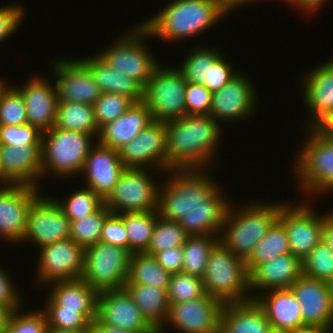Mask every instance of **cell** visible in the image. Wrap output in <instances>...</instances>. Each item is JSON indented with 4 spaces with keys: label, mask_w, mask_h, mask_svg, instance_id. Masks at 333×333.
<instances>
[{
    "label": "cell",
    "mask_w": 333,
    "mask_h": 333,
    "mask_svg": "<svg viewBox=\"0 0 333 333\" xmlns=\"http://www.w3.org/2000/svg\"><path fill=\"white\" fill-rule=\"evenodd\" d=\"M6 83L0 89V125H23L28 123L25 101L21 93Z\"/></svg>",
    "instance_id": "b9f144b4"
},
{
    "label": "cell",
    "mask_w": 333,
    "mask_h": 333,
    "mask_svg": "<svg viewBox=\"0 0 333 333\" xmlns=\"http://www.w3.org/2000/svg\"><path fill=\"white\" fill-rule=\"evenodd\" d=\"M302 274L329 283L333 277V250L320 242L302 260Z\"/></svg>",
    "instance_id": "ee69618b"
},
{
    "label": "cell",
    "mask_w": 333,
    "mask_h": 333,
    "mask_svg": "<svg viewBox=\"0 0 333 333\" xmlns=\"http://www.w3.org/2000/svg\"><path fill=\"white\" fill-rule=\"evenodd\" d=\"M42 143V131L29 123L0 125V145H30Z\"/></svg>",
    "instance_id": "c3c4849f"
},
{
    "label": "cell",
    "mask_w": 333,
    "mask_h": 333,
    "mask_svg": "<svg viewBox=\"0 0 333 333\" xmlns=\"http://www.w3.org/2000/svg\"><path fill=\"white\" fill-rule=\"evenodd\" d=\"M133 101L117 93L105 92L93 104L96 124L100 129L105 124L123 115L133 105Z\"/></svg>",
    "instance_id": "bcb514c9"
},
{
    "label": "cell",
    "mask_w": 333,
    "mask_h": 333,
    "mask_svg": "<svg viewBox=\"0 0 333 333\" xmlns=\"http://www.w3.org/2000/svg\"><path fill=\"white\" fill-rule=\"evenodd\" d=\"M124 289L139 307L143 317L158 332L169 313L167 290L142 284H125Z\"/></svg>",
    "instance_id": "1f68e13d"
},
{
    "label": "cell",
    "mask_w": 333,
    "mask_h": 333,
    "mask_svg": "<svg viewBox=\"0 0 333 333\" xmlns=\"http://www.w3.org/2000/svg\"><path fill=\"white\" fill-rule=\"evenodd\" d=\"M268 333H290V332L271 328V330Z\"/></svg>",
    "instance_id": "a7ac6f4b"
},
{
    "label": "cell",
    "mask_w": 333,
    "mask_h": 333,
    "mask_svg": "<svg viewBox=\"0 0 333 333\" xmlns=\"http://www.w3.org/2000/svg\"><path fill=\"white\" fill-rule=\"evenodd\" d=\"M48 333H94L92 324H89L86 328L80 330H68V331H61V330H49Z\"/></svg>",
    "instance_id": "e7e4bbea"
},
{
    "label": "cell",
    "mask_w": 333,
    "mask_h": 333,
    "mask_svg": "<svg viewBox=\"0 0 333 333\" xmlns=\"http://www.w3.org/2000/svg\"><path fill=\"white\" fill-rule=\"evenodd\" d=\"M328 0H287L285 3L290 4V6H296L297 8L301 9L302 11L308 12H314L317 9H320L319 7L325 5Z\"/></svg>",
    "instance_id": "6f0895ef"
},
{
    "label": "cell",
    "mask_w": 333,
    "mask_h": 333,
    "mask_svg": "<svg viewBox=\"0 0 333 333\" xmlns=\"http://www.w3.org/2000/svg\"><path fill=\"white\" fill-rule=\"evenodd\" d=\"M305 204V205H304ZM286 202L278 221L285 227L290 253L303 260L321 241L323 215L312 211L309 204Z\"/></svg>",
    "instance_id": "5bb4252c"
},
{
    "label": "cell",
    "mask_w": 333,
    "mask_h": 333,
    "mask_svg": "<svg viewBox=\"0 0 333 333\" xmlns=\"http://www.w3.org/2000/svg\"><path fill=\"white\" fill-rule=\"evenodd\" d=\"M150 173L126 168L104 205L116 214L156 211L160 185Z\"/></svg>",
    "instance_id": "8fae6325"
},
{
    "label": "cell",
    "mask_w": 333,
    "mask_h": 333,
    "mask_svg": "<svg viewBox=\"0 0 333 333\" xmlns=\"http://www.w3.org/2000/svg\"><path fill=\"white\" fill-rule=\"evenodd\" d=\"M207 47V48H206ZM197 46L189 51L184 63L177 66L187 82L206 86L210 82L211 65L222 55L219 49Z\"/></svg>",
    "instance_id": "74e56055"
},
{
    "label": "cell",
    "mask_w": 333,
    "mask_h": 333,
    "mask_svg": "<svg viewBox=\"0 0 333 333\" xmlns=\"http://www.w3.org/2000/svg\"><path fill=\"white\" fill-rule=\"evenodd\" d=\"M322 241L333 250V212L323 215Z\"/></svg>",
    "instance_id": "9f6ffc18"
},
{
    "label": "cell",
    "mask_w": 333,
    "mask_h": 333,
    "mask_svg": "<svg viewBox=\"0 0 333 333\" xmlns=\"http://www.w3.org/2000/svg\"><path fill=\"white\" fill-rule=\"evenodd\" d=\"M71 221L57 200L40 193L31 203L22 242L42 247L70 238Z\"/></svg>",
    "instance_id": "7c38bea8"
},
{
    "label": "cell",
    "mask_w": 333,
    "mask_h": 333,
    "mask_svg": "<svg viewBox=\"0 0 333 333\" xmlns=\"http://www.w3.org/2000/svg\"><path fill=\"white\" fill-rule=\"evenodd\" d=\"M25 11V6L16 3L0 7V42L6 41L17 31Z\"/></svg>",
    "instance_id": "816d5d0a"
},
{
    "label": "cell",
    "mask_w": 333,
    "mask_h": 333,
    "mask_svg": "<svg viewBox=\"0 0 333 333\" xmlns=\"http://www.w3.org/2000/svg\"><path fill=\"white\" fill-rule=\"evenodd\" d=\"M256 293L251 291V298L264 310L271 328L290 332L304 327L300 303L290 288Z\"/></svg>",
    "instance_id": "d4e9b609"
},
{
    "label": "cell",
    "mask_w": 333,
    "mask_h": 333,
    "mask_svg": "<svg viewBox=\"0 0 333 333\" xmlns=\"http://www.w3.org/2000/svg\"><path fill=\"white\" fill-rule=\"evenodd\" d=\"M171 273L165 270L154 255L145 252L133 253L125 284H142L167 290Z\"/></svg>",
    "instance_id": "d6a6232c"
},
{
    "label": "cell",
    "mask_w": 333,
    "mask_h": 333,
    "mask_svg": "<svg viewBox=\"0 0 333 333\" xmlns=\"http://www.w3.org/2000/svg\"><path fill=\"white\" fill-rule=\"evenodd\" d=\"M134 27L126 34L122 33L123 36L117 38L113 45L100 51L98 55L114 71L125 74L144 87L161 64L146 46L145 41L151 34L141 23Z\"/></svg>",
    "instance_id": "ba28073f"
},
{
    "label": "cell",
    "mask_w": 333,
    "mask_h": 333,
    "mask_svg": "<svg viewBox=\"0 0 333 333\" xmlns=\"http://www.w3.org/2000/svg\"><path fill=\"white\" fill-rule=\"evenodd\" d=\"M326 136L333 141V119H325L318 127Z\"/></svg>",
    "instance_id": "94428289"
},
{
    "label": "cell",
    "mask_w": 333,
    "mask_h": 333,
    "mask_svg": "<svg viewBox=\"0 0 333 333\" xmlns=\"http://www.w3.org/2000/svg\"><path fill=\"white\" fill-rule=\"evenodd\" d=\"M189 236L178 221L158 217L151 242L145 253L155 255L171 247H182Z\"/></svg>",
    "instance_id": "ab89813d"
},
{
    "label": "cell",
    "mask_w": 333,
    "mask_h": 333,
    "mask_svg": "<svg viewBox=\"0 0 333 333\" xmlns=\"http://www.w3.org/2000/svg\"><path fill=\"white\" fill-rule=\"evenodd\" d=\"M239 72L233 71L224 54H222L213 65H211L210 82L206 87L212 92L222 89Z\"/></svg>",
    "instance_id": "f5cc1de1"
},
{
    "label": "cell",
    "mask_w": 333,
    "mask_h": 333,
    "mask_svg": "<svg viewBox=\"0 0 333 333\" xmlns=\"http://www.w3.org/2000/svg\"><path fill=\"white\" fill-rule=\"evenodd\" d=\"M224 305L207 294L187 302L170 303L167 320L158 333H166L167 325L181 333H219Z\"/></svg>",
    "instance_id": "4fadbf2b"
},
{
    "label": "cell",
    "mask_w": 333,
    "mask_h": 333,
    "mask_svg": "<svg viewBox=\"0 0 333 333\" xmlns=\"http://www.w3.org/2000/svg\"><path fill=\"white\" fill-rule=\"evenodd\" d=\"M226 15L216 0H173L141 24L150 38L177 42L206 32Z\"/></svg>",
    "instance_id": "3957f363"
},
{
    "label": "cell",
    "mask_w": 333,
    "mask_h": 333,
    "mask_svg": "<svg viewBox=\"0 0 333 333\" xmlns=\"http://www.w3.org/2000/svg\"><path fill=\"white\" fill-rule=\"evenodd\" d=\"M154 256L158 263L171 274L182 272L184 259L182 247H171L157 252Z\"/></svg>",
    "instance_id": "11a10c76"
},
{
    "label": "cell",
    "mask_w": 333,
    "mask_h": 333,
    "mask_svg": "<svg viewBox=\"0 0 333 333\" xmlns=\"http://www.w3.org/2000/svg\"><path fill=\"white\" fill-rule=\"evenodd\" d=\"M219 242V236H189L182 246L184 256L182 272L202 278L206 270L208 258Z\"/></svg>",
    "instance_id": "8d00e7d4"
},
{
    "label": "cell",
    "mask_w": 333,
    "mask_h": 333,
    "mask_svg": "<svg viewBox=\"0 0 333 333\" xmlns=\"http://www.w3.org/2000/svg\"><path fill=\"white\" fill-rule=\"evenodd\" d=\"M212 92L204 85L187 82L185 91L186 115H209Z\"/></svg>",
    "instance_id": "681fc988"
},
{
    "label": "cell",
    "mask_w": 333,
    "mask_h": 333,
    "mask_svg": "<svg viewBox=\"0 0 333 333\" xmlns=\"http://www.w3.org/2000/svg\"><path fill=\"white\" fill-rule=\"evenodd\" d=\"M255 202L257 203L251 202L249 205L246 204V207H239L238 210H234L231 202L219 236L220 242L245 262L258 242L278 220L280 209L286 203Z\"/></svg>",
    "instance_id": "277c9868"
},
{
    "label": "cell",
    "mask_w": 333,
    "mask_h": 333,
    "mask_svg": "<svg viewBox=\"0 0 333 333\" xmlns=\"http://www.w3.org/2000/svg\"><path fill=\"white\" fill-rule=\"evenodd\" d=\"M206 170H168L158 191V216L178 221L190 236H220L230 205Z\"/></svg>",
    "instance_id": "6da1fadb"
},
{
    "label": "cell",
    "mask_w": 333,
    "mask_h": 333,
    "mask_svg": "<svg viewBox=\"0 0 333 333\" xmlns=\"http://www.w3.org/2000/svg\"><path fill=\"white\" fill-rule=\"evenodd\" d=\"M10 314L11 311L8 308L0 306V333L5 330Z\"/></svg>",
    "instance_id": "6125c7cd"
},
{
    "label": "cell",
    "mask_w": 333,
    "mask_h": 333,
    "mask_svg": "<svg viewBox=\"0 0 333 333\" xmlns=\"http://www.w3.org/2000/svg\"><path fill=\"white\" fill-rule=\"evenodd\" d=\"M5 81L3 78H0V89L5 85Z\"/></svg>",
    "instance_id": "89a4df30"
},
{
    "label": "cell",
    "mask_w": 333,
    "mask_h": 333,
    "mask_svg": "<svg viewBox=\"0 0 333 333\" xmlns=\"http://www.w3.org/2000/svg\"><path fill=\"white\" fill-rule=\"evenodd\" d=\"M125 170L118 151L96 141L84 162L81 175H86V188L105 201Z\"/></svg>",
    "instance_id": "603a6c76"
},
{
    "label": "cell",
    "mask_w": 333,
    "mask_h": 333,
    "mask_svg": "<svg viewBox=\"0 0 333 333\" xmlns=\"http://www.w3.org/2000/svg\"><path fill=\"white\" fill-rule=\"evenodd\" d=\"M110 213L111 211L103 205L95 213L71 221L70 239L84 249L100 242L103 223Z\"/></svg>",
    "instance_id": "f35d334b"
},
{
    "label": "cell",
    "mask_w": 333,
    "mask_h": 333,
    "mask_svg": "<svg viewBox=\"0 0 333 333\" xmlns=\"http://www.w3.org/2000/svg\"><path fill=\"white\" fill-rule=\"evenodd\" d=\"M217 3L220 5L221 9L227 14H230L233 12V10L236 9V7L239 8L243 5L245 6L244 3L250 2V1H256V0H216ZM231 11V12H230Z\"/></svg>",
    "instance_id": "91938a15"
},
{
    "label": "cell",
    "mask_w": 333,
    "mask_h": 333,
    "mask_svg": "<svg viewBox=\"0 0 333 333\" xmlns=\"http://www.w3.org/2000/svg\"><path fill=\"white\" fill-rule=\"evenodd\" d=\"M325 119H333V105L332 108L313 127L317 128Z\"/></svg>",
    "instance_id": "03108f58"
},
{
    "label": "cell",
    "mask_w": 333,
    "mask_h": 333,
    "mask_svg": "<svg viewBox=\"0 0 333 333\" xmlns=\"http://www.w3.org/2000/svg\"><path fill=\"white\" fill-rule=\"evenodd\" d=\"M41 188L26 185H7L0 188V236L14 243L22 242L29 207L41 193Z\"/></svg>",
    "instance_id": "44dd1931"
},
{
    "label": "cell",
    "mask_w": 333,
    "mask_h": 333,
    "mask_svg": "<svg viewBox=\"0 0 333 333\" xmlns=\"http://www.w3.org/2000/svg\"><path fill=\"white\" fill-rule=\"evenodd\" d=\"M158 217L157 211L122 213L128 235V250L132 254L148 249Z\"/></svg>",
    "instance_id": "d590c367"
},
{
    "label": "cell",
    "mask_w": 333,
    "mask_h": 333,
    "mask_svg": "<svg viewBox=\"0 0 333 333\" xmlns=\"http://www.w3.org/2000/svg\"><path fill=\"white\" fill-rule=\"evenodd\" d=\"M71 59V60H70ZM53 61L58 102H80L93 105L102 91L88 67L80 59Z\"/></svg>",
    "instance_id": "ac0fdd59"
},
{
    "label": "cell",
    "mask_w": 333,
    "mask_h": 333,
    "mask_svg": "<svg viewBox=\"0 0 333 333\" xmlns=\"http://www.w3.org/2000/svg\"><path fill=\"white\" fill-rule=\"evenodd\" d=\"M270 330L264 310L254 299L224 305L219 333H268Z\"/></svg>",
    "instance_id": "f1b7e54d"
},
{
    "label": "cell",
    "mask_w": 333,
    "mask_h": 333,
    "mask_svg": "<svg viewBox=\"0 0 333 333\" xmlns=\"http://www.w3.org/2000/svg\"><path fill=\"white\" fill-rule=\"evenodd\" d=\"M202 281L206 294L224 304L252 300L245 261L236 257L221 242L208 258Z\"/></svg>",
    "instance_id": "8992f818"
},
{
    "label": "cell",
    "mask_w": 333,
    "mask_h": 333,
    "mask_svg": "<svg viewBox=\"0 0 333 333\" xmlns=\"http://www.w3.org/2000/svg\"><path fill=\"white\" fill-rule=\"evenodd\" d=\"M0 169L8 185L40 188L37 181L42 178L41 144L0 145Z\"/></svg>",
    "instance_id": "7402d4cb"
},
{
    "label": "cell",
    "mask_w": 333,
    "mask_h": 333,
    "mask_svg": "<svg viewBox=\"0 0 333 333\" xmlns=\"http://www.w3.org/2000/svg\"><path fill=\"white\" fill-rule=\"evenodd\" d=\"M328 284H329V286H330V288L332 289V292H333V277H332V279L330 280V282Z\"/></svg>",
    "instance_id": "2644e50d"
},
{
    "label": "cell",
    "mask_w": 333,
    "mask_h": 333,
    "mask_svg": "<svg viewBox=\"0 0 333 333\" xmlns=\"http://www.w3.org/2000/svg\"><path fill=\"white\" fill-rule=\"evenodd\" d=\"M166 122L151 121L129 143L118 150L126 168L158 169L167 172L166 162ZM154 167V168H153Z\"/></svg>",
    "instance_id": "2e32d148"
},
{
    "label": "cell",
    "mask_w": 333,
    "mask_h": 333,
    "mask_svg": "<svg viewBox=\"0 0 333 333\" xmlns=\"http://www.w3.org/2000/svg\"><path fill=\"white\" fill-rule=\"evenodd\" d=\"M80 60L88 67L102 93H117L130 98L134 103L142 101L143 87L125 74L114 71L98 52Z\"/></svg>",
    "instance_id": "4dcf8cb0"
},
{
    "label": "cell",
    "mask_w": 333,
    "mask_h": 333,
    "mask_svg": "<svg viewBox=\"0 0 333 333\" xmlns=\"http://www.w3.org/2000/svg\"><path fill=\"white\" fill-rule=\"evenodd\" d=\"M42 76H32L21 88L28 123L37 126L42 132L54 126L58 106L56 86Z\"/></svg>",
    "instance_id": "cb8c5ba5"
},
{
    "label": "cell",
    "mask_w": 333,
    "mask_h": 333,
    "mask_svg": "<svg viewBox=\"0 0 333 333\" xmlns=\"http://www.w3.org/2000/svg\"><path fill=\"white\" fill-rule=\"evenodd\" d=\"M96 140L92 134L57 127L43 131L42 177L48 173L59 178H71L80 174L88 153L95 145L93 141Z\"/></svg>",
    "instance_id": "5b68a950"
},
{
    "label": "cell",
    "mask_w": 333,
    "mask_h": 333,
    "mask_svg": "<svg viewBox=\"0 0 333 333\" xmlns=\"http://www.w3.org/2000/svg\"><path fill=\"white\" fill-rule=\"evenodd\" d=\"M44 310L49 330H80L91 324L79 310L63 309L49 296Z\"/></svg>",
    "instance_id": "7bdbcfd3"
},
{
    "label": "cell",
    "mask_w": 333,
    "mask_h": 333,
    "mask_svg": "<svg viewBox=\"0 0 333 333\" xmlns=\"http://www.w3.org/2000/svg\"><path fill=\"white\" fill-rule=\"evenodd\" d=\"M290 333H332L330 331H325L316 327H302L294 331H290Z\"/></svg>",
    "instance_id": "be15d7a7"
},
{
    "label": "cell",
    "mask_w": 333,
    "mask_h": 333,
    "mask_svg": "<svg viewBox=\"0 0 333 333\" xmlns=\"http://www.w3.org/2000/svg\"><path fill=\"white\" fill-rule=\"evenodd\" d=\"M0 188L7 186L8 184L3 180V176L0 169ZM3 185V186H2Z\"/></svg>",
    "instance_id": "003e7915"
},
{
    "label": "cell",
    "mask_w": 333,
    "mask_h": 333,
    "mask_svg": "<svg viewBox=\"0 0 333 333\" xmlns=\"http://www.w3.org/2000/svg\"><path fill=\"white\" fill-rule=\"evenodd\" d=\"M96 319L101 324L136 333H158L124 288L98 292Z\"/></svg>",
    "instance_id": "ffe728a7"
},
{
    "label": "cell",
    "mask_w": 333,
    "mask_h": 333,
    "mask_svg": "<svg viewBox=\"0 0 333 333\" xmlns=\"http://www.w3.org/2000/svg\"><path fill=\"white\" fill-rule=\"evenodd\" d=\"M290 289L300 303L304 327L332 332L333 292L328 282L302 275Z\"/></svg>",
    "instance_id": "e0dca14e"
},
{
    "label": "cell",
    "mask_w": 333,
    "mask_h": 333,
    "mask_svg": "<svg viewBox=\"0 0 333 333\" xmlns=\"http://www.w3.org/2000/svg\"><path fill=\"white\" fill-rule=\"evenodd\" d=\"M302 275V260L286 253L258 265L249 274V288L254 292L290 288Z\"/></svg>",
    "instance_id": "4316f807"
},
{
    "label": "cell",
    "mask_w": 333,
    "mask_h": 333,
    "mask_svg": "<svg viewBox=\"0 0 333 333\" xmlns=\"http://www.w3.org/2000/svg\"><path fill=\"white\" fill-rule=\"evenodd\" d=\"M250 79L245 73L240 72L222 89L212 93L209 115L217 122L228 123L253 116L256 113L254 108L257 107L258 96Z\"/></svg>",
    "instance_id": "d6986e66"
},
{
    "label": "cell",
    "mask_w": 333,
    "mask_h": 333,
    "mask_svg": "<svg viewBox=\"0 0 333 333\" xmlns=\"http://www.w3.org/2000/svg\"><path fill=\"white\" fill-rule=\"evenodd\" d=\"M84 250L70 238L40 247L36 281L50 286L53 282L80 279Z\"/></svg>",
    "instance_id": "9a60e30c"
},
{
    "label": "cell",
    "mask_w": 333,
    "mask_h": 333,
    "mask_svg": "<svg viewBox=\"0 0 333 333\" xmlns=\"http://www.w3.org/2000/svg\"><path fill=\"white\" fill-rule=\"evenodd\" d=\"M132 253L125 248L98 242L84 250L81 279L97 292L122 289L128 278Z\"/></svg>",
    "instance_id": "30bf717a"
},
{
    "label": "cell",
    "mask_w": 333,
    "mask_h": 333,
    "mask_svg": "<svg viewBox=\"0 0 333 333\" xmlns=\"http://www.w3.org/2000/svg\"><path fill=\"white\" fill-rule=\"evenodd\" d=\"M53 127L92 134L96 138L100 131L96 124L93 105L80 102H58Z\"/></svg>",
    "instance_id": "836d02e7"
},
{
    "label": "cell",
    "mask_w": 333,
    "mask_h": 333,
    "mask_svg": "<svg viewBox=\"0 0 333 333\" xmlns=\"http://www.w3.org/2000/svg\"><path fill=\"white\" fill-rule=\"evenodd\" d=\"M51 284L48 296L63 309L79 310L92 323L96 319L98 292L83 279Z\"/></svg>",
    "instance_id": "f546056e"
},
{
    "label": "cell",
    "mask_w": 333,
    "mask_h": 333,
    "mask_svg": "<svg viewBox=\"0 0 333 333\" xmlns=\"http://www.w3.org/2000/svg\"><path fill=\"white\" fill-rule=\"evenodd\" d=\"M82 188L78 190L75 189V192L70 193L71 195L65 198V202L59 201V199L56 198L57 203L62 207L70 221L87 217L98 211L104 205V201L91 189L86 187Z\"/></svg>",
    "instance_id": "60d3db41"
},
{
    "label": "cell",
    "mask_w": 333,
    "mask_h": 333,
    "mask_svg": "<svg viewBox=\"0 0 333 333\" xmlns=\"http://www.w3.org/2000/svg\"><path fill=\"white\" fill-rule=\"evenodd\" d=\"M306 128L307 139H304L306 141L299 148L300 151L294 160V173L299 181L297 184L300 185L298 187H301V192H305L306 195L332 193L333 141L320 129Z\"/></svg>",
    "instance_id": "52a82bcc"
},
{
    "label": "cell",
    "mask_w": 333,
    "mask_h": 333,
    "mask_svg": "<svg viewBox=\"0 0 333 333\" xmlns=\"http://www.w3.org/2000/svg\"><path fill=\"white\" fill-rule=\"evenodd\" d=\"M286 253H290L288 236L285 227L277 220L245 262L247 272L250 274L258 265Z\"/></svg>",
    "instance_id": "e575fe53"
},
{
    "label": "cell",
    "mask_w": 333,
    "mask_h": 333,
    "mask_svg": "<svg viewBox=\"0 0 333 333\" xmlns=\"http://www.w3.org/2000/svg\"><path fill=\"white\" fill-rule=\"evenodd\" d=\"M100 242L109 243L128 250V235L122 214L110 213L102 227Z\"/></svg>",
    "instance_id": "f907efd6"
},
{
    "label": "cell",
    "mask_w": 333,
    "mask_h": 333,
    "mask_svg": "<svg viewBox=\"0 0 333 333\" xmlns=\"http://www.w3.org/2000/svg\"><path fill=\"white\" fill-rule=\"evenodd\" d=\"M174 67L167 68L161 63L143 87L142 102L148 107L153 121L169 122L186 115L187 81Z\"/></svg>",
    "instance_id": "9c48e42d"
},
{
    "label": "cell",
    "mask_w": 333,
    "mask_h": 333,
    "mask_svg": "<svg viewBox=\"0 0 333 333\" xmlns=\"http://www.w3.org/2000/svg\"><path fill=\"white\" fill-rule=\"evenodd\" d=\"M151 121L153 120L148 107L142 101L133 103L123 115L100 128L97 142L118 151Z\"/></svg>",
    "instance_id": "83f0119b"
},
{
    "label": "cell",
    "mask_w": 333,
    "mask_h": 333,
    "mask_svg": "<svg viewBox=\"0 0 333 333\" xmlns=\"http://www.w3.org/2000/svg\"><path fill=\"white\" fill-rule=\"evenodd\" d=\"M302 80L304 104L312 118L306 126L313 127L333 105V59L314 67Z\"/></svg>",
    "instance_id": "484cf974"
},
{
    "label": "cell",
    "mask_w": 333,
    "mask_h": 333,
    "mask_svg": "<svg viewBox=\"0 0 333 333\" xmlns=\"http://www.w3.org/2000/svg\"><path fill=\"white\" fill-rule=\"evenodd\" d=\"M12 277L0 267V306L8 308L11 312L22 308V298L20 300V291L13 285ZM19 293V294H18ZM21 303V304H20ZM22 305V306H21Z\"/></svg>",
    "instance_id": "db71d44e"
},
{
    "label": "cell",
    "mask_w": 333,
    "mask_h": 333,
    "mask_svg": "<svg viewBox=\"0 0 333 333\" xmlns=\"http://www.w3.org/2000/svg\"><path fill=\"white\" fill-rule=\"evenodd\" d=\"M220 126L210 115H185L166 122L167 171L208 170L220 145Z\"/></svg>",
    "instance_id": "7a4b0ae2"
},
{
    "label": "cell",
    "mask_w": 333,
    "mask_h": 333,
    "mask_svg": "<svg viewBox=\"0 0 333 333\" xmlns=\"http://www.w3.org/2000/svg\"><path fill=\"white\" fill-rule=\"evenodd\" d=\"M21 310L19 308L11 312L3 333H48L47 320L41 309L27 313Z\"/></svg>",
    "instance_id": "7dc6e473"
},
{
    "label": "cell",
    "mask_w": 333,
    "mask_h": 333,
    "mask_svg": "<svg viewBox=\"0 0 333 333\" xmlns=\"http://www.w3.org/2000/svg\"><path fill=\"white\" fill-rule=\"evenodd\" d=\"M167 294L169 303H182L201 298L206 292L202 278L181 272L171 275Z\"/></svg>",
    "instance_id": "f6af8a7d"
},
{
    "label": "cell",
    "mask_w": 333,
    "mask_h": 333,
    "mask_svg": "<svg viewBox=\"0 0 333 333\" xmlns=\"http://www.w3.org/2000/svg\"><path fill=\"white\" fill-rule=\"evenodd\" d=\"M91 324L94 333H136L130 330H125L101 324L97 319H95Z\"/></svg>",
    "instance_id": "680465c9"
}]
</instances>
